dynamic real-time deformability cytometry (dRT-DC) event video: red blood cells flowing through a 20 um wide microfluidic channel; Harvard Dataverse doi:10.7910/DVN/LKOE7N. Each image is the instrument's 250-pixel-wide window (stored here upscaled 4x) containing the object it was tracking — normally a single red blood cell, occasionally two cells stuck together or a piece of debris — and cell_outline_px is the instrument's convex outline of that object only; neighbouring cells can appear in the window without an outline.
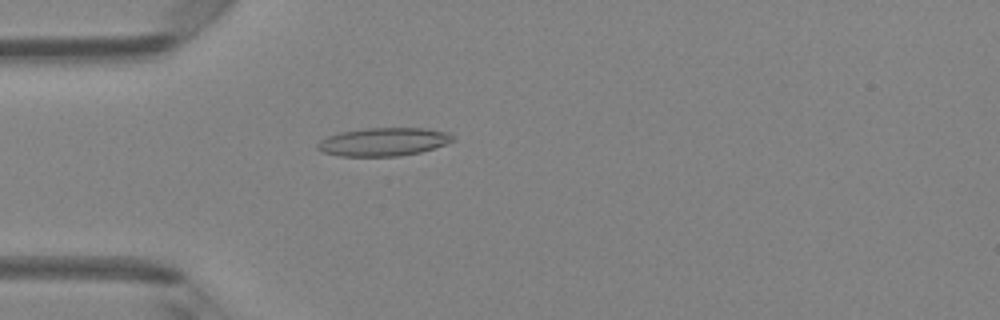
{"species": "Egyptian fruit bat (a non-hibernating species)", "species_latin": "Rousettus aegyptiacus", "temperature_condition": "room temperature", "stored_images_in_passage": 48, "camera_frame_rate_fps": 3000, "um_per_image_px": 0.085, "animal": {"sex": "female"}, "frame": {"image": 1, "passage_image": 14, "time_ms": 4.333, "image_size_px": [1000, 320], "cell_outline_px": [[456, 140], [420, 152], [400, 156], [340, 156], [324, 152], [316, 148], [316, 144], [320, 140], [328, 136], [340, 132], [368, 128], [424, 128], [452, 132]], "centroid_in_image_um": [32.62, 12.05], "position_along_channel_um": 52.4, "area_um2": 22.31}}
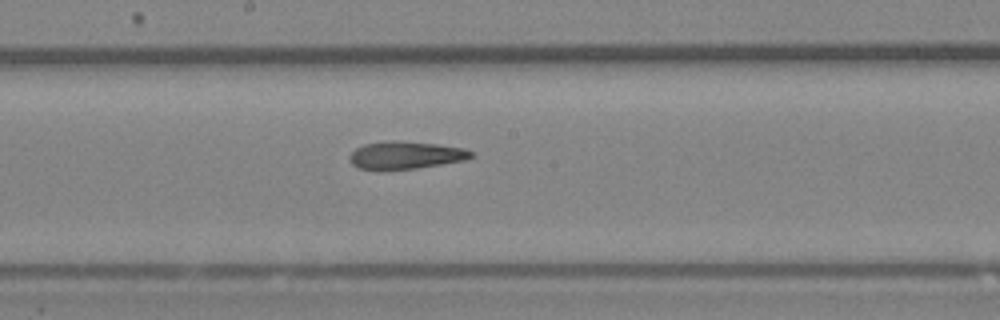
{"frame": {"image": 2, "passage_image": 26, "time_ms": 8.333, "image_size_px": [1000, 320], "cell_outline_px": [[476, 156], [464, 160], [416, 168], [380, 172], [356, 168], [352, 164], [348, 156], [356, 148], [364, 144], [392, 140], [436, 144], [464, 148], [472, 152]], "centroid_in_image_um": [34.41, 13.22], "position_along_channel_um": 213.8, "area_um2": 19.94}}
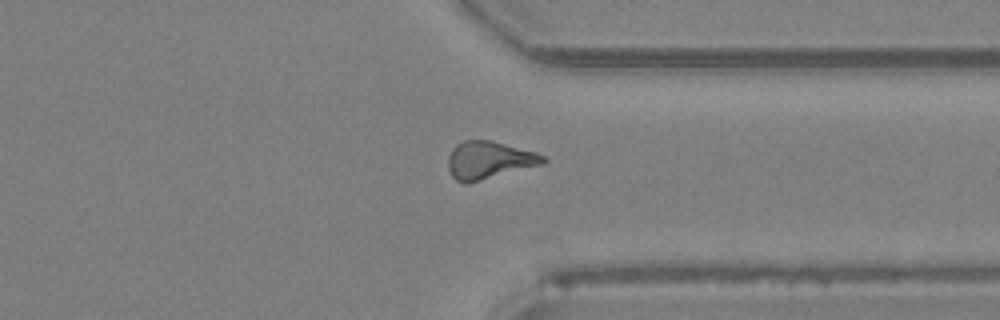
{"frame": {"image": 3, "passage_image": 37, "time_ms": 12.0, "image_size_px": [1000, 320], "cell_outline_px": [[548, 160], [544, 164], [468, 184], [464, 184], [456, 180], [452, 176], [448, 168], [448, 156], [452, 148], [456, 144], [464, 140], [492, 140], [536, 152], [544, 156]], "centroid_in_image_um": [41.57, 13.62], "position_along_channel_um": 369.8, "area_um2": 21.15}, "authors_computed_cell_mechanics": {"area_um2": 20.2011, "velocity_mm_per_s": 4.2767, "shape_relaxation_time_tau1_ms": 7.3274, "shape_relaxation_time_tau2_ms": 2.9053, "deformation_change_tau1": 0.199, "deformation_change_tau2": 0.1334}}